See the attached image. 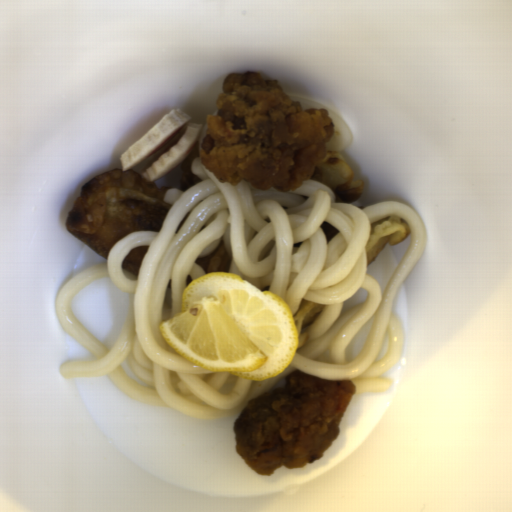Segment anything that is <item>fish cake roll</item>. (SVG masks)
<instances>
[{
  "label": "fish cake roll",
  "instance_id": "14b837c1",
  "mask_svg": "<svg viewBox=\"0 0 512 512\" xmlns=\"http://www.w3.org/2000/svg\"><path fill=\"white\" fill-rule=\"evenodd\" d=\"M181 109L167 112L151 129L121 154V171H136L155 182L180 166L198 145L203 123L190 122Z\"/></svg>",
  "mask_w": 512,
  "mask_h": 512
}]
</instances>
